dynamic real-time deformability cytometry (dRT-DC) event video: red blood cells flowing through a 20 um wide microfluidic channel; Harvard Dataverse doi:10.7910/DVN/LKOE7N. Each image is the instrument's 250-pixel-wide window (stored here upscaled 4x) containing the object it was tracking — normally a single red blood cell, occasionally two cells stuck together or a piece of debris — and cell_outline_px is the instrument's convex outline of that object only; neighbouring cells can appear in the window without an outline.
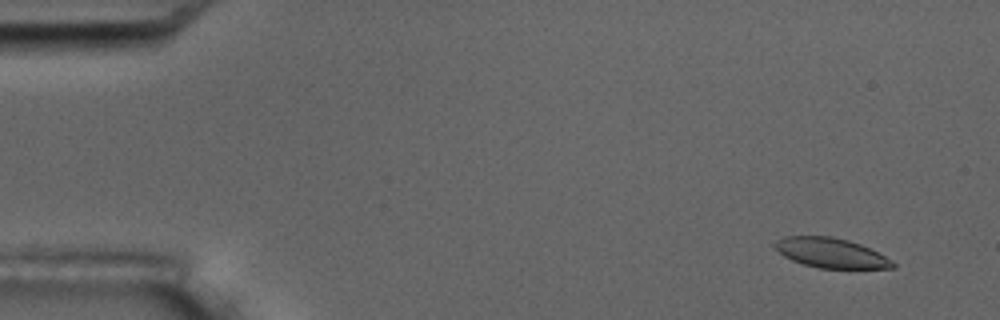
{"species": "common noctule bat (a hibernating species)", "species_latin": "Nyctalus noctula", "temperature_condition": "room temperature", "stored_images_in_passage": 5, "camera_frame_rate_fps": 3000, "um_per_image_px": 0.085, "animal": {"sex": "male", "body_mass_g": 17.5, "forearm_length_mm": 52.3}, "frame": {"image": 1, "passage_image": 2, "time_ms": 1.0, "image_size_px": [1000, 320], "cell_outline_px": [[896, 268], [820, 268], [804, 264], [792, 260], [784, 256], [772, 244], [776, 240], [784, 236], [832, 236], [848, 240], [860, 244], [892, 260], [896, 264]], "centroid_in_image_um": [70.61, 21.49], "position_along_channel_um": 14.4, "area_um2": 20.29}}
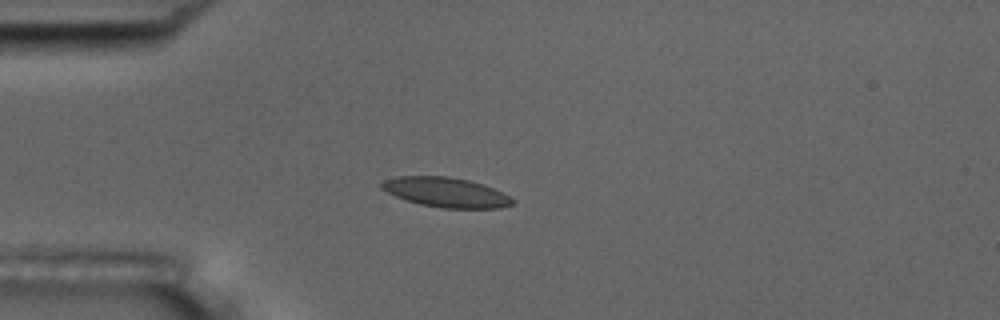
{"frame": {"image": 2, "passage_image": 5, "time_ms": 4.667, "image_size_px": [1000, 320], "cell_outline_px": [[516, 200], [512, 204], [500, 208], [444, 208], [420, 204], [396, 196], [380, 188], [380, 184], [384, 180], [396, 176], [448, 176], [468, 180], [484, 184]], "centroid_in_image_um": [37.9, 16.34], "position_along_channel_um": 47.1, "area_um2": 22.48}}